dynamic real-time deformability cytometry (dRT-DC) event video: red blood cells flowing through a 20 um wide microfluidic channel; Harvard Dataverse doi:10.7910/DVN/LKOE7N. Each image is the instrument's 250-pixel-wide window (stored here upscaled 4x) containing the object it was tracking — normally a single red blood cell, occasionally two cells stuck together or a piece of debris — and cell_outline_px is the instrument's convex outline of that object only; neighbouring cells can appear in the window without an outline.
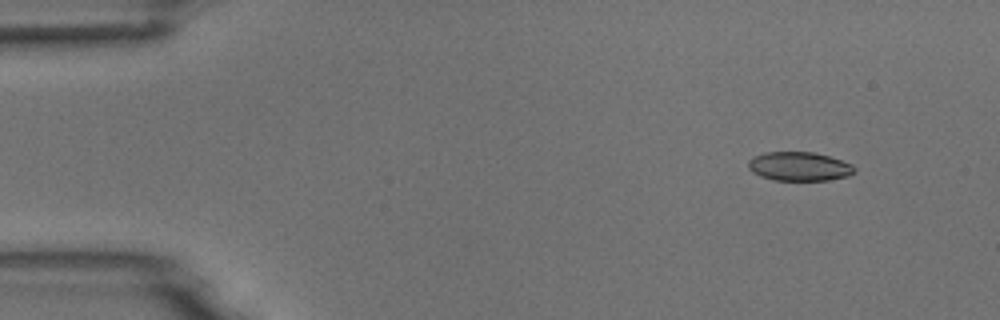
{"species": "common noctule bat (a hibernating species)", "species_latin": "Nyctalus noctula", "temperature_condition": "room temperature", "stored_images_in_passage": 5, "camera_frame_rate_fps": 3000, "um_per_image_px": 0.085, "animal": {"sex": "male", "body_mass_g": 18.8}, "frame": {"image": 1, "passage_image": 2, "time_ms": 0.333, "image_size_px": [1000, 320], "cell_outline_px": [[856, 172], [848, 176], [828, 180], [772, 180], [760, 176], [752, 172], [748, 168], [748, 160], [752, 156], [764, 152], [812, 152], [828, 156], [852, 164], [856, 168]], "centroid_in_image_um": [67.91, 14.14], "position_along_channel_um": 17.1, "area_um2": 18.03}}
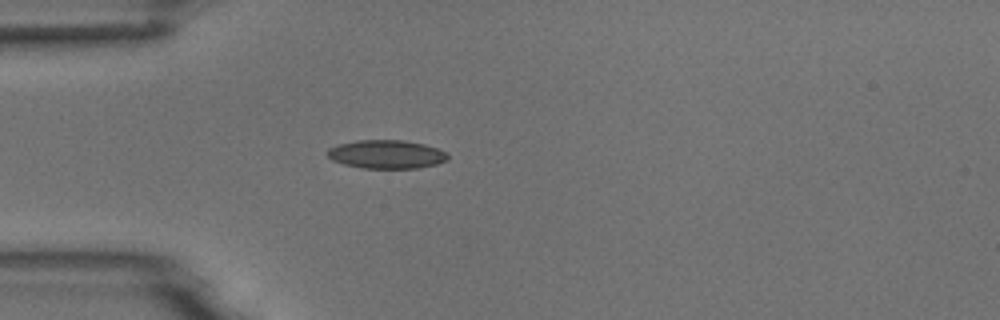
{"frame": {"image": 2, "passage_image": 5, "time_ms": 1.333, "image_size_px": [1000, 320], "cell_outline_px": [[448, 160], [436, 164], [416, 168], [360, 168], [344, 164], [332, 160], [328, 156], [328, 148], [340, 144], [356, 140], [404, 140], [424, 144], [448, 152]], "centroid_in_image_um": [32.86, 13.11], "position_along_channel_um": 52.1, "area_um2": 20.0}}